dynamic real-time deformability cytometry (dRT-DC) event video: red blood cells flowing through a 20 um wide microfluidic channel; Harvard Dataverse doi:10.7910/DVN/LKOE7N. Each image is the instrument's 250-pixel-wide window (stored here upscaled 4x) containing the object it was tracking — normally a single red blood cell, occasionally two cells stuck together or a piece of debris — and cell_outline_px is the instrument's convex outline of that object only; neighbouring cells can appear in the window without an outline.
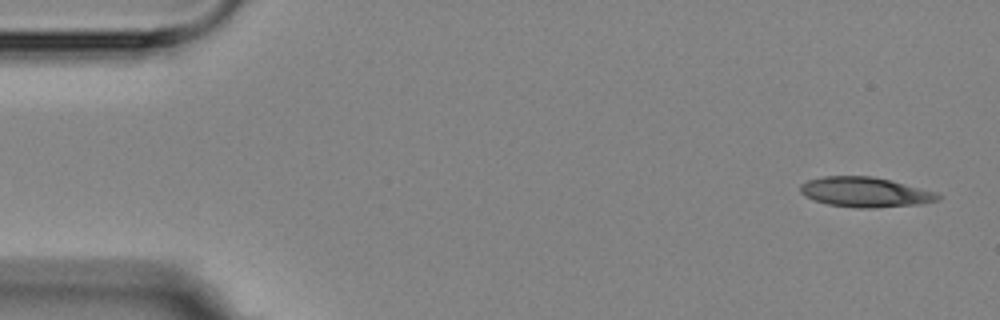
{"species": "Egyptian fruit bat (a non-hibernating species)", "species_latin": "Rousettus aegyptiacus", "temperature_condition": "room temperature", "stored_images_in_passage": 5, "camera_frame_rate_fps": 3000, "um_per_image_px": 0.085, "animal": {"sex": "female"}, "frame": {"image": 1, "passage_image": 1, "time_ms": 0.0, "image_size_px": [1000, 320], "cell_outline_px": [[940, 200], [920, 204], [876, 208], [856, 208], [828, 204], [812, 200], [804, 196], [800, 192], [800, 184], [808, 180], [824, 176], [872, 176], [936, 192], [940, 196]], "centroid_in_image_um": [73.5, 16.34], "position_along_channel_um": 11.5, "area_um2": 23.99}}
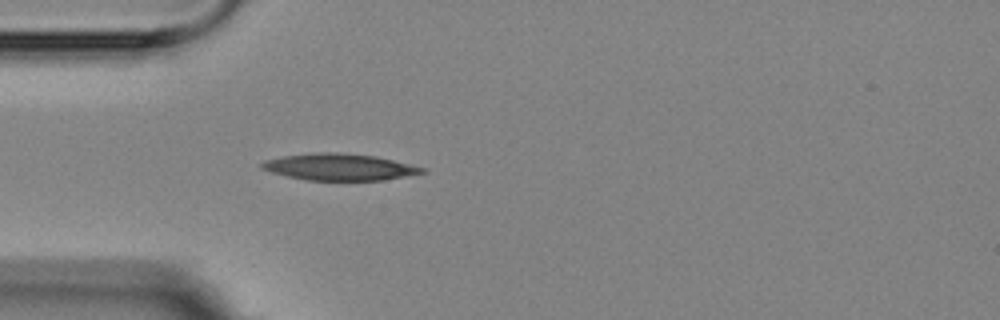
{"frame": {"image": 2, "passage_image": 5, "time_ms": 4.333, "image_size_px": [1000, 320], "cell_outline_px": [[428, 172], [384, 180], [308, 180], [288, 176], [272, 172], [260, 168], [260, 164], [264, 160], [284, 156], [316, 152], [336, 152], [372, 156], [392, 160], [428, 168]], "centroid_in_image_um": [28.87, 14.2], "position_along_channel_um": 56.1, "area_um2": 24.74}}